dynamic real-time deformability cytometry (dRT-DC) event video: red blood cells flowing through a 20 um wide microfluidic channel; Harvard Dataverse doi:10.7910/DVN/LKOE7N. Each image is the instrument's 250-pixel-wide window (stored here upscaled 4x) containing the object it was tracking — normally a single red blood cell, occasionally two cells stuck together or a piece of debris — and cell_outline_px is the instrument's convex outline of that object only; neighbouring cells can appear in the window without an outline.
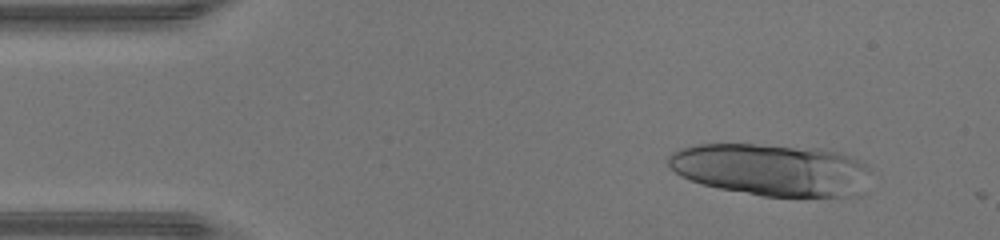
{"species": "human", "species_latin": "Homo sapiens", "temperature_condition": "warm", "stored_images_in_passage": 22, "camera_frame_rate_fps": 3000, "um_per_image_px": 0.085, "donor": {"sex": "male"}, "frame": {"image": 1, "passage_image": 5, "time_ms": 1.333, "image_size_px": [1000, 240], "cell_outline_px": [[868, 168], [864, 192], [860, 196], [764, 196], [720, 188], [704, 184], [680, 176], [668, 164], [668, 156], [672, 152], [680, 148], [696, 144], [752, 144], [820, 148], [840, 152], [852, 156], [864, 164]], "centroid_in_image_um": [65.59, 14.42], "position_along_channel_um": 19.4, "area_um2": 61.56}}
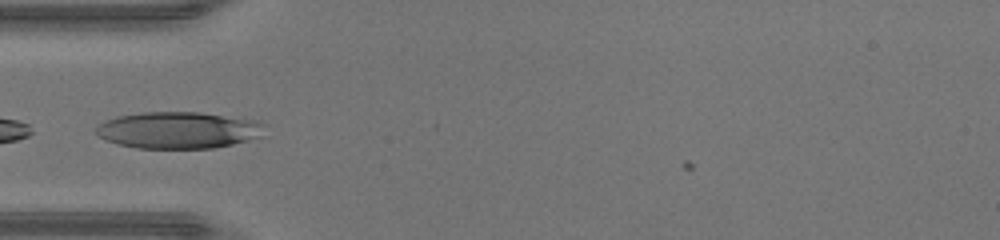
{"frame": {"image": 2, "passage_image": 15, "time_ms": 4.667, "image_size_px": [1000, 240], "cell_outline_px": [[268, 124], [260, 136], [248, 140], [216, 148], [136, 148], [104, 140], [96, 132], [96, 128], [104, 120], [116, 116], [140, 112], [200, 112], [260, 120]], "centroid_in_image_um": [15.21, 11.05], "position_along_channel_um": 69.8, "area_um2": 36.41}}
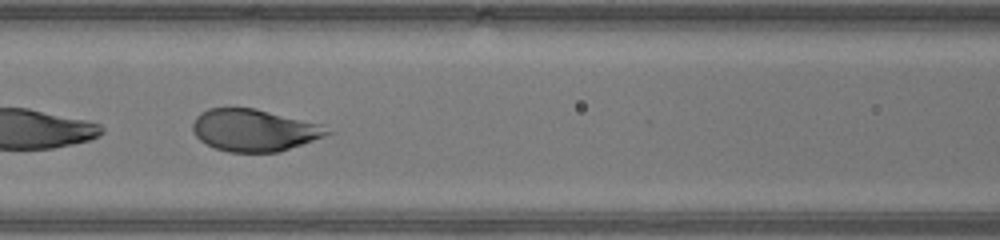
{"frame": {"image": 3, "passage_image": 20, "time_ms": 6.333, "image_size_px": [1000, 240], "cell_outline_px": [[336, 132], [280, 152], [228, 152], [216, 148], [200, 140], [196, 136], [192, 128], [192, 124], [196, 116], [200, 112], [208, 108], [256, 108], [320, 124]], "centroid_in_image_um": [21.61, 11.06], "position_along_channel_um": 145.0, "area_um2": 33.0}}